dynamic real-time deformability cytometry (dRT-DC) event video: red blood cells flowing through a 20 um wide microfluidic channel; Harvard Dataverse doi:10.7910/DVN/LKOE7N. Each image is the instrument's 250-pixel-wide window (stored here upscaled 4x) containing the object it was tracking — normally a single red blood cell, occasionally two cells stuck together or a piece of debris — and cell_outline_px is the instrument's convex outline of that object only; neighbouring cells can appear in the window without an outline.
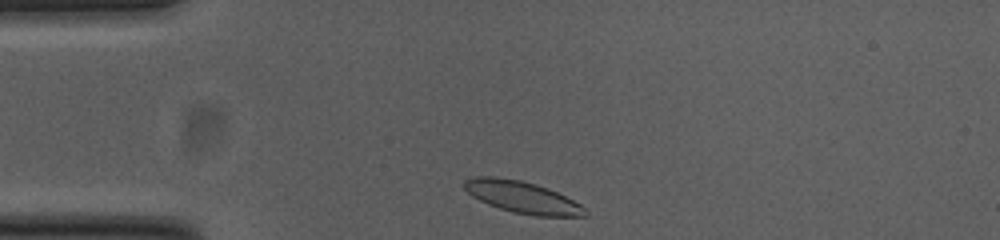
{"species": "common noctule bat (a hibernating species)", "species_latin": "Nyctalus noctula", "temperature_condition": "cold", "stored_images_in_passage": 32, "camera_frame_rate_fps": 3000, "um_per_image_px": 0.085, "animal": {"sex": "female", "body_mass_g": 23.0, "forearm_length_mm": 53.4}, "frame": {"image": 1, "passage_image": 1, "time_ms": 0.0, "image_size_px": [1000, 240], "cell_outline_px": [[588, 216], [536, 216], [512, 212], [488, 204], [472, 196], [464, 188], [464, 180], [476, 176], [492, 176], [520, 180], [536, 184], [548, 188], [580, 204], [588, 212]], "centroid_in_image_um": [44.38, 16.76], "position_along_channel_um": 40.6, "area_um2": 22.25}}
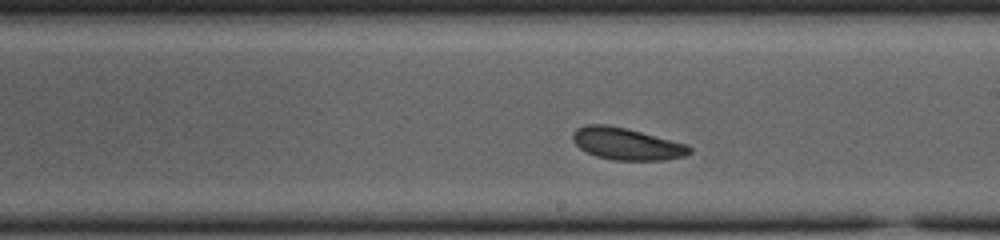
{"frame": {"image": 2, "passage_image": 19, "time_ms": 6.0, "image_size_px": [1000, 240], "cell_outline_px": [[692, 152], [684, 156], [664, 160], [612, 160], [596, 156], [580, 148], [572, 140], [572, 132], [576, 128], [584, 124], [608, 124], [688, 144], [692, 148]], "centroid_in_image_um": [53.25, 12.22], "position_along_channel_um": 235.8, "area_um2": 21.79}}
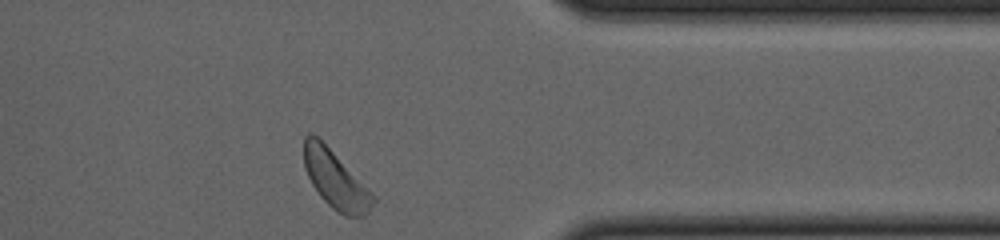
{"frame": {"image": 3, "passage_image": 32, "time_ms": 10.333, "image_size_px": [1000, 240], "cell_outline_px": [[376, 200], [368, 212], [364, 216], [344, 216], [336, 212], [320, 196], [312, 184], [304, 168], [304, 136], [308, 132], [312, 132], [376, 196]], "centroid_in_image_um": [28.51, 15.3], "position_along_channel_um": 382.9, "area_um2": 22.89}, "authors_computed_cell_mechanics": {"area_um2": 21.9062, "velocity_mm_per_s": 3.7126, "shape_relaxation_time_tau1_ms": 1.1782, "shape_relaxation_time_tau2_ms": null, "deformation_change_tau1": 0.0601, "deformation_change_tau2": null}}